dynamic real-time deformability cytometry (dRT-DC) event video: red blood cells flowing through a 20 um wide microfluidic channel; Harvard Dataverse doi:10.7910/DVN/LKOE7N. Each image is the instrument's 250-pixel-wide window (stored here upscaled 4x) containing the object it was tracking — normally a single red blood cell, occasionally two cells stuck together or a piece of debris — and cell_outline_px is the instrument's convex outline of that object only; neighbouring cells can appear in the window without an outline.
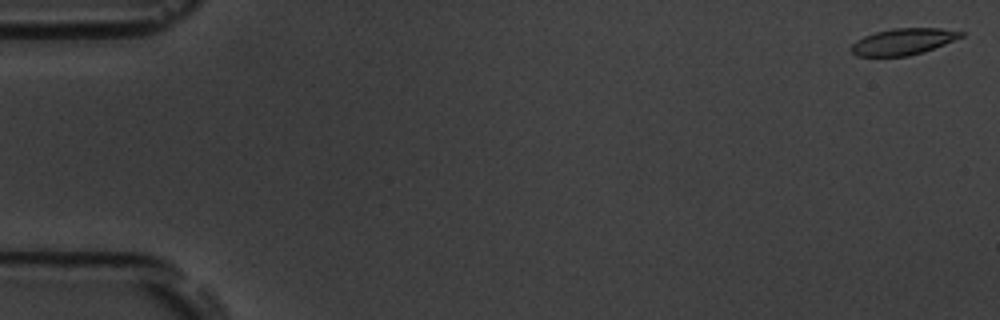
{"species": "common noctule bat (a hibernating species)", "species_latin": "Nyctalus noctula", "temperature_condition": "room temperature", "stored_images_in_passage": 55, "camera_frame_rate_fps": 3000, "um_per_image_px": 0.085, "animal": {"sex": "male", "body_mass_g": 19.5, "forearm_length_mm": 54.6}, "frame": {"image": 1, "passage_image": 1, "time_ms": 0.0, "image_size_px": [1000, 320], "cell_outline_px": [[964, 36], [924, 52], [908, 56], [856, 56], [852, 52], [852, 44], [856, 40], [864, 36], [876, 32], [892, 28], [940, 28], [964, 32]], "centroid_in_image_um": [76.77, 3.53], "position_along_channel_um": 8.2, "area_um2": 16.82}}
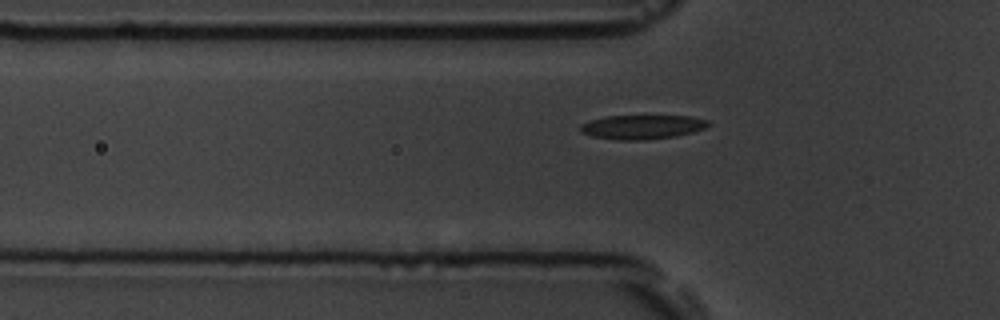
{"frame": {"image": 2, "passage_image": 18, "time_ms": 5.667, "image_size_px": [1000, 320], "cell_outline_px": [[712, 124], [708, 128], [676, 136], [640, 140], [616, 140], [592, 136], [580, 132], [580, 124], [604, 116], [692, 116], [708, 120]], "centroid_in_image_um": [54.62, 10.79], "position_along_channel_um": 71.2, "area_um2": 18.15}}
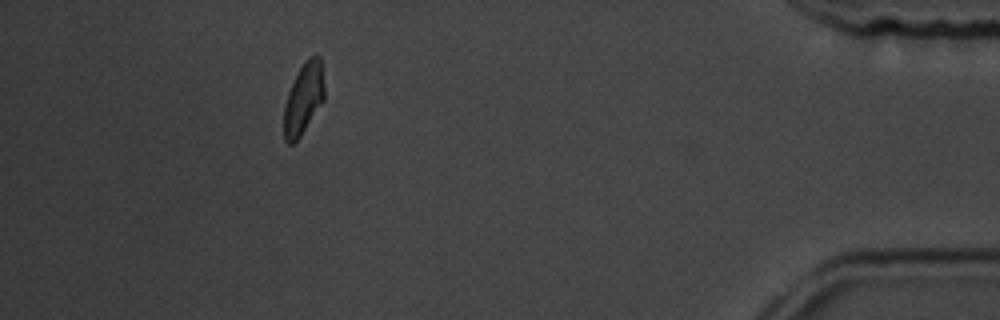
{"frame": {"image": 3, "passage_image": 50, "time_ms": 16.333, "image_size_px": [1000, 320], "cell_outline_px": [[324, 100], [300, 136], [292, 144], [288, 144], [284, 140], [284, 104], [288, 92], [300, 68], [308, 56], [320, 56], [324, 84]], "centroid_in_image_um": [25.8, 8.39], "position_along_channel_um": 409.4, "area_um2": 16.59}, "authors_computed_cell_mechanics": {"area_um2": 17.8024, "velocity_mm_per_s": 3.6979, "shape_relaxation_time_tau1_ms": 5.2967, "shape_relaxation_time_tau2_ms": 5.123, "deformation_change_tau1": 0.1529, "deformation_change_tau2": 0.1066}}